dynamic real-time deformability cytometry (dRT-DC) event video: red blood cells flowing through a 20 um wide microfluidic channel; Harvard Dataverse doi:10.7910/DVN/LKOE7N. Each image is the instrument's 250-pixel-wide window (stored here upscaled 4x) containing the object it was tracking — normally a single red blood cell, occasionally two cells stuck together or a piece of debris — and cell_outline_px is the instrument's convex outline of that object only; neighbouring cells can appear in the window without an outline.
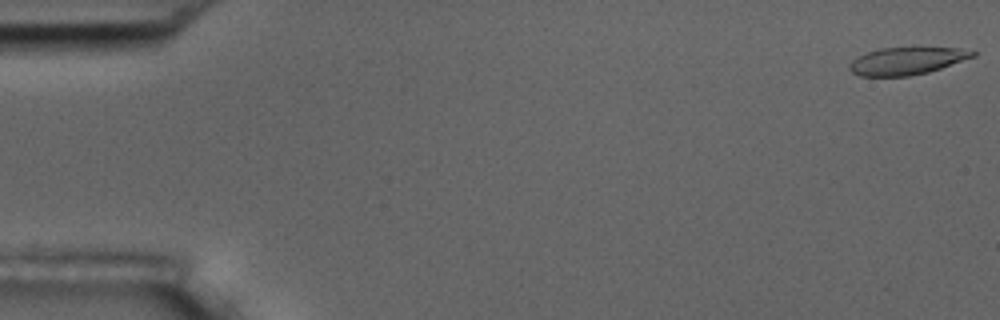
{"species": "common noctule bat (a hibernating species)", "species_latin": "Nyctalus noctula", "temperature_condition": "room temperature", "stored_images_in_passage": 55, "camera_frame_rate_fps": 3000, "um_per_image_px": 0.085, "animal": {"sex": "male", "body_mass_g": 17.5, "forearm_length_mm": 52.3}, "frame": {"image": 1, "passage_image": 1, "time_ms": 0.0, "image_size_px": [1000, 320], "cell_outline_px": [[976, 56], [928, 72], [908, 76], [860, 76], [852, 72], [848, 68], [848, 64], [856, 56], [880, 48], [960, 48], [976, 52]], "centroid_in_image_um": [77.03, 5.18], "position_along_channel_um": 8.0, "area_um2": 19.54}}
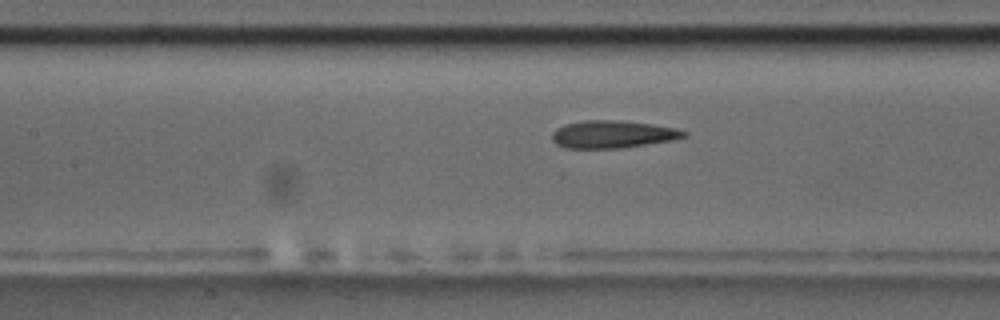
{"frame": {"image": 2, "passage_image": 25, "time_ms": 8.0, "image_size_px": [1000, 320], "cell_outline_px": [[688, 136], [672, 140], [620, 148], [564, 148], [556, 144], [552, 140], [552, 132], [556, 128], [564, 124], [584, 120], [624, 120], [652, 124], [676, 128], [688, 132]], "centroid_in_image_um": [52.06, 11.4], "position_along_channel_um": 155.3, "area_um2": 21.33}}
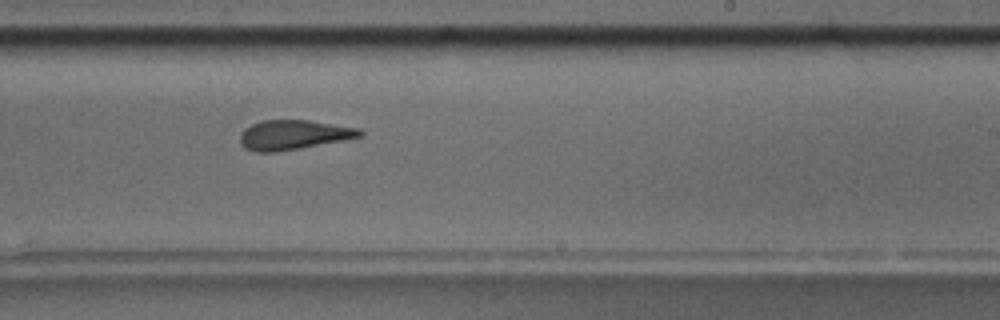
{"frame": {"image": 3, "passage_image": 34, "time_ms": 11.0, "image_size_px": [1000, 320], "cell_outline_px": [[364, 136], [344, 140], [300, 148], [276, 152], [256, 152], [244, 148], [240, 144], [240, 136], [244, 128], [260, 120], [308, 120], [360, 128], [364, 132]], "centroid_in_image_um": [24.95, 11.46], "position_along_channel_um": 264.1, "area_um2": 20.81}, "authors_computed_cell_mechanics": {"area_um2": 21.5594, "velocity_mm_per_s": 3.644, "shape_relaxation_time_tau1_ms": 10.6149, "shape_relaxation_time_tau2_ms": 1.9849, "deformation_change_tau1": 0.2622, "deformation_change_tau2": 0.0957}}